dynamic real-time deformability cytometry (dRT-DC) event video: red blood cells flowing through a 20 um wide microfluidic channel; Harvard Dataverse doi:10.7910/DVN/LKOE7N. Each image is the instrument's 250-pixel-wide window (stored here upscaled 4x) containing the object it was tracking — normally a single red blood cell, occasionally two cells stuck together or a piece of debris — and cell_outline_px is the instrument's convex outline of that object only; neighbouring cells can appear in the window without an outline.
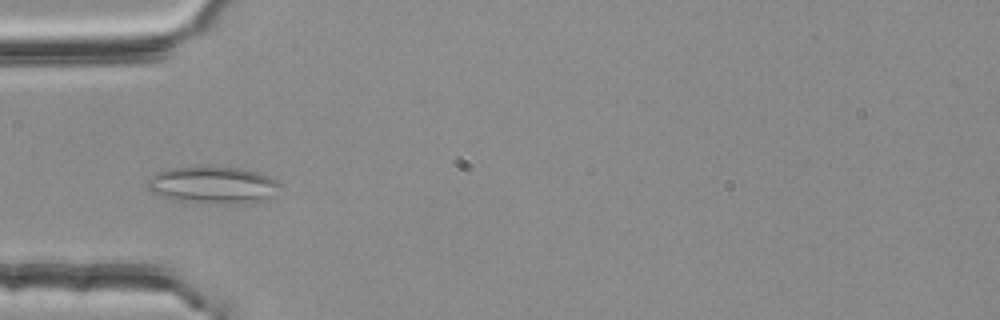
{"species": "common noctule bat (a hibernating species)", "species_latin": "Nyctalus noctula", "temperature_condition": "room temperature", "stored_images_in_passage": 39, "camera_frame_rate_fps": 3000, "um_per_image_px": 0.085, "animal": {"sex": "female", "body_mass_g": 25.1}, "frame": {"image": 1, "passage_image": 4, "time_ms": 1.0, "image_size_px": [1000, 320], "cell_outline_px": [[280, 184], [260, 200], [172, 200], [152, 192], [148, 188], [148, 176], [156, 172], [168, 168], [240, 168], [256, 172], [268, 176], [276, 180]], "centroid_in_image_um": [17.93, 15.65], "position_along_channel_um": 67.1, "area_um2": 26.24}}
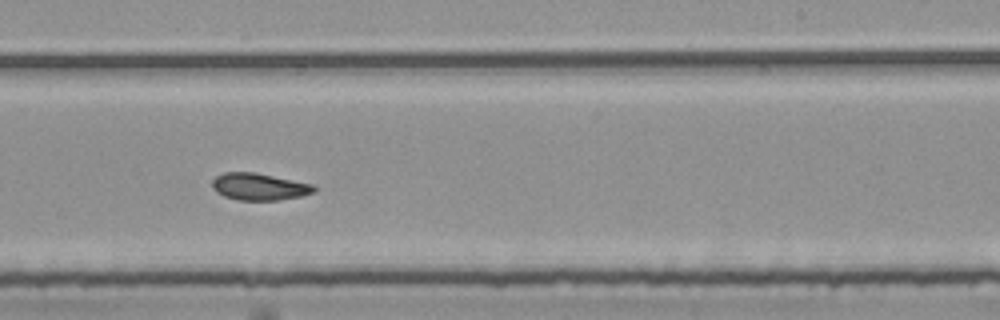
{"frame": {"image": 2, "passage_image": 20, "time_ms": 6.333, "image_size_px": [1000, 320], "cell_outline_px": [[316, 192], [300, 196], [280, 200], [236, 200], [224, 196], [216, 192], [212, 188], [212, 180], [216, 176], [224, 172], [252, 172], [312, 184], [316, 188]], "centroid_in_image_um": [22.0, 15.88], "position_along_channel_um": 267.0, "area_um2": 15.95}}
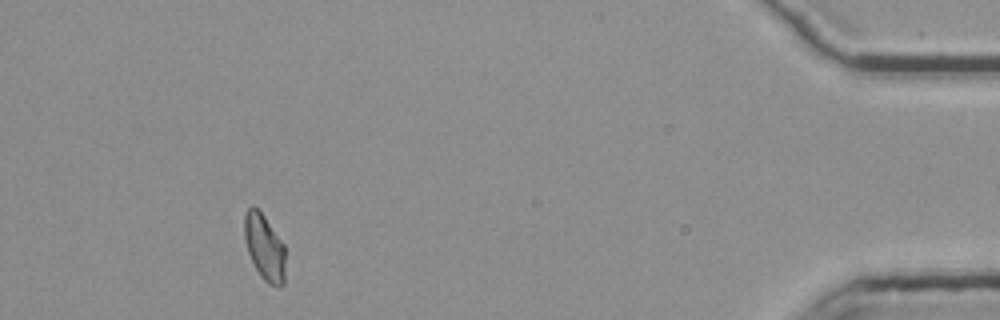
{"frame": {"image": 3, "passage_image": 37, "time_ms": 12.0, "image_size_px": [1000, 320], "cell_outline_px": [[284, 284], [280, 288], [268, 284], [260, 276], [248, 252], [244, 236], [244, 212], [252, 204], [264, 216], [284, 244]], "centroid_in_image_um": [22.47, 21.02], "position_along_channel_um": 412.7, "area_um2": 15.72}, "authors_computed_cell_mechanics": {"area_um2": 16.1262, "velocity_mm_per_s": 3.7508, "shape_relaxation_time_tau1_ms": null, "shape_relaxation_time_tau2_ms": 2.544, "deformation_change_tau1": null, "deformation_change_tau2": 0.0862}}